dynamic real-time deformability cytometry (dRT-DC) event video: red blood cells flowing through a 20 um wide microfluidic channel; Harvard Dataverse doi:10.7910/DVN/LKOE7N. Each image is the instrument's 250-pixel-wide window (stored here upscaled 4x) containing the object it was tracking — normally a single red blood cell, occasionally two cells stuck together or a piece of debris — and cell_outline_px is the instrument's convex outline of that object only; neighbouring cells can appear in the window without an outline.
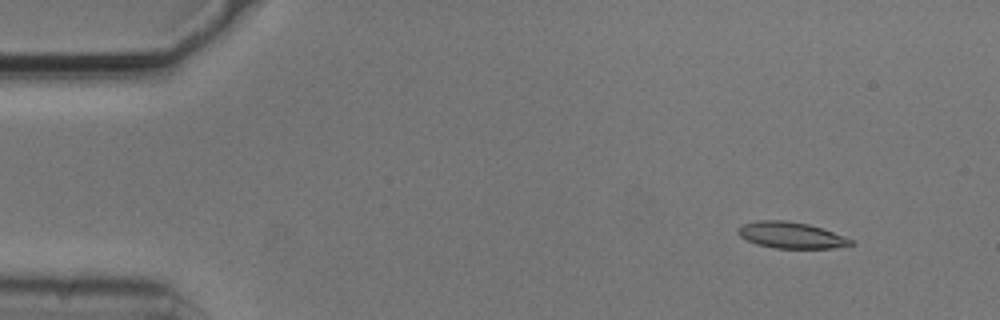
{"species": "common noctule bat (a hibernating species)", "species_latin": "Nyctalus noctula", "temperature_condition": "cold", "stored_images_in_passage": 5, "camera_frame_rate_fps": 3000, "um_per_image_px": 0.085, "animal": {"sex": "male", "body_mass_g": 20.5, "forearm_length_mm": 52.5}, "frame": {"image": 1, "passage_image": 1, "time_ms": 0.0, "image_size_px": [1000, 320], "cell_outline_px": [[856, 244], [832, 248], [776, 248], [756, 244], [740, 236], [736, 232], [736, 228], [740, 224], [756, 220], [788, 220], [808, 224], [856, 240]], "centroid_in_image_um": [67.22, 19.98], "position_along_channel_um": 17.8, "area_um2": 17.46}}